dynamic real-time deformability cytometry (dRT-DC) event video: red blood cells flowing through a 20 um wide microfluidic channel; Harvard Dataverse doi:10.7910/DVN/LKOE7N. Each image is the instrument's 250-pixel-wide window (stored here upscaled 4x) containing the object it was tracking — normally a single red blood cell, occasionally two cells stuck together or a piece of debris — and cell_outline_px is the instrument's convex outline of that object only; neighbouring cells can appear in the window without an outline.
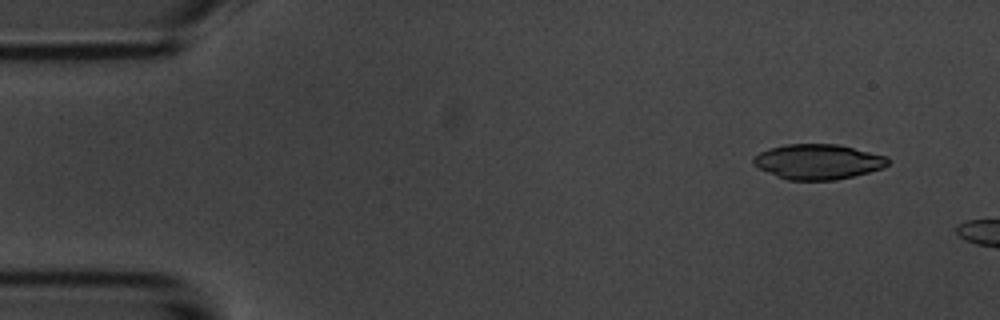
{"species": "common noctule bat (a hibernating species)", "species_latin": "Nyctalus noctula", "temperature_condition": "room temperature", "stored_images_in_passage": 6, "camera_frame_rate_fps": 3000, "um_per_image_px": 0.085, "animal": {"sex": "male", "body_mass_g": 20.1, "forearm_length_mm": 53.5}, "frame": {"image": 1, "passage_image": 2, "time_ms": 1.0, "image_size_px": [1000, 320], "cell_outline_px": [[892, 160], [884, 168], [836, 180], [788, 180], [776, 176], [752, 164], [752, 160], [760, 152], [784, 144], [840, 144], [888, 156]], "centroid_in_image_um": [69.58, 13.74], "position_along_channel_um": 15.4, "area_um2": 27.63}}